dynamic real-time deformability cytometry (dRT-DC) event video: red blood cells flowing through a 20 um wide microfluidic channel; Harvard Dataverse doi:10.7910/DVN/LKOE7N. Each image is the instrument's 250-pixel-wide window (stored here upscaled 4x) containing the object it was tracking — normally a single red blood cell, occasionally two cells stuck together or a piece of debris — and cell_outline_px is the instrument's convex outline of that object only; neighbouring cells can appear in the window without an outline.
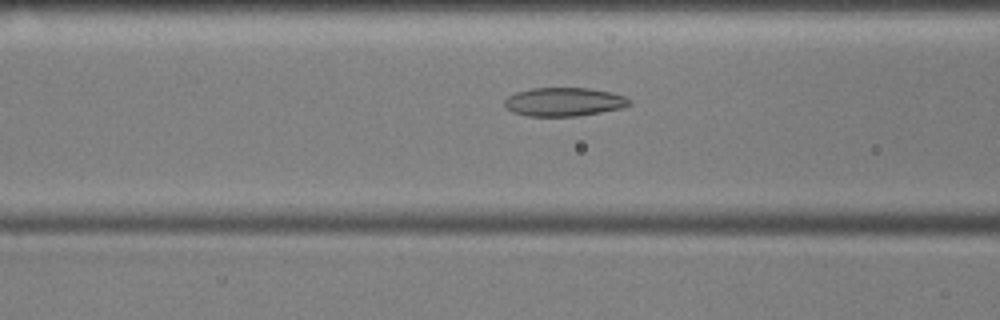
{"species": "common noctule bat (a hibernating species)", "species_latin": "Nyctalus noctula", "temperature_condition": "cold", "stored_images_in_passage": 55, "camera_frame_rate_fps": 3000, "um_per_image_px": 0.085, "animal": {"sex": "male", "body_mass_g": 17.9, "forearm_length_mm": 54.2}, "frame": {"image": 1, "passage_image": 21, "time_ms": 6.667, "image_size_px": [1000, 320], "cell_outline_px": [[628, 104], [620, 108], [600, 112], [576, 116], [528, 116], [512, 112], [504, 104], [504, 100], [508, 96], [516, 92], [532, 88], [588, 88], [612, 92], [624, 96], [628, 100]], "centroid_in_image_um": [47.88, 8.65], "position_along_channel_um": 118.7, "area_um2": 20.58}}
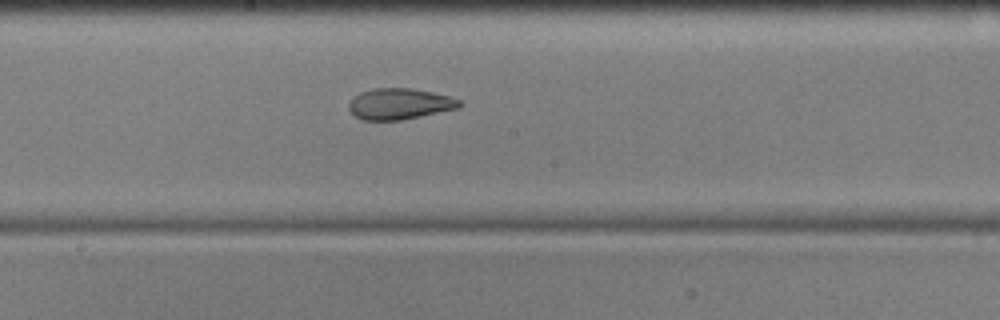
{"frame": {"image": 2, "passage_image": 29, "time_ms": 9.333, "image_size_px": [1000, 320], "cell_outline_px": [[464, 104], [460, 108], [400, 120], [364, 120], [356, 116], [348, 108], [348, 104], [360, 92], [376, 88], [412, 88], [432, 92], [448, 96], [460, 100]], "centroid_in_image_um": [34.0, 8.83], "position_along_channel_um": 214.2, "area_um2": 19.88}}
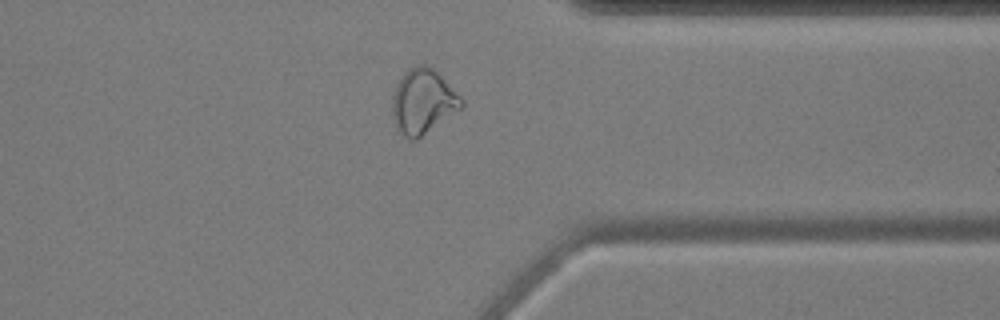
{"frame": {"image": 3, "passage_image": 43, "time_ms": 14.0, "image_size_px": [1000, 320], "cell_outline_px": [[464, 108], [416, 140], [412, 140], [404, 136], [396, 128], [392, 116], [392, 96], [396, 84], [404, 72], [408, 68], [416, 64], [424, 64], [432, 68], [464, 100]], "centroid_in_image_um": [35.94, 8.64], "position_along_channel_um": 375.5, "area_um2": 26.3}, "authors_computed_cell_mechanics": {"area_um2": 22.8888, "velocity_mm_per_s": 3.5849, "shape_relaxation_time_tau1_ms": null, "shape_relaxation_time_tau2_ms": 2.6078, "deformation_change_tau1": null, "deformation_change_tau2": 0.0987}}